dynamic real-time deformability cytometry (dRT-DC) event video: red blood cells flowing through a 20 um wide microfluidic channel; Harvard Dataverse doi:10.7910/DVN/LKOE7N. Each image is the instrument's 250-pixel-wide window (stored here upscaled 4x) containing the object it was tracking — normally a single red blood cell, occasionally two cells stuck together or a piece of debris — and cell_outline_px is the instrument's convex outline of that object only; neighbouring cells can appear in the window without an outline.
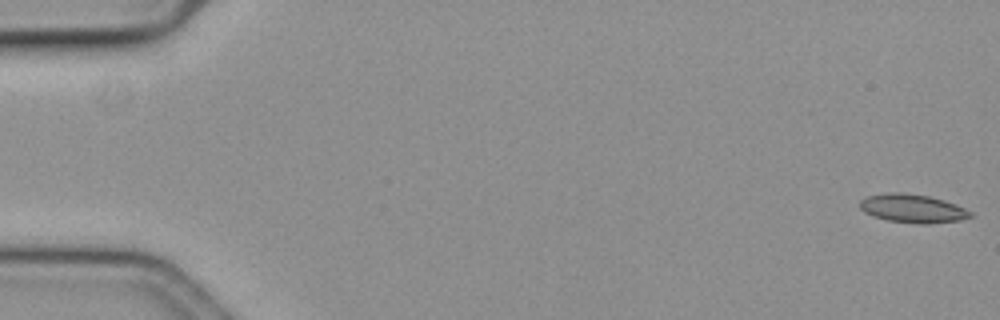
{"species": "common noctule bat (a hibernating species)", "species_latin": "Nyctalus noctula", "temperature_condition": "cold", "stored_images_in_passage": 11, "camera_frame_rate_fps": 3000, "um_per_image_px": 0.085, "animal": {"sex": "female", "body_mass_g": 19.3, "forearm_length_mm": 54.1}, "frame": {"image": 1, "passage_image": 1, "time_ms": 0.0, "image_size_px": [1000, 320], "cell_outline_px": [[972, 216], [960, 220], [928, 224], [916, 224], [888, 220], [872, 216], [864, 212], [860, 208], [860, 200], [868, 196], [888, 192], [900, 192], [928, 196], [944, 200], [956, 204], [972, 212]], "centroid_in_image_um": [77.56, 17.72], "position_along_channel_um": 7.4, "area_um2": 18.38}}